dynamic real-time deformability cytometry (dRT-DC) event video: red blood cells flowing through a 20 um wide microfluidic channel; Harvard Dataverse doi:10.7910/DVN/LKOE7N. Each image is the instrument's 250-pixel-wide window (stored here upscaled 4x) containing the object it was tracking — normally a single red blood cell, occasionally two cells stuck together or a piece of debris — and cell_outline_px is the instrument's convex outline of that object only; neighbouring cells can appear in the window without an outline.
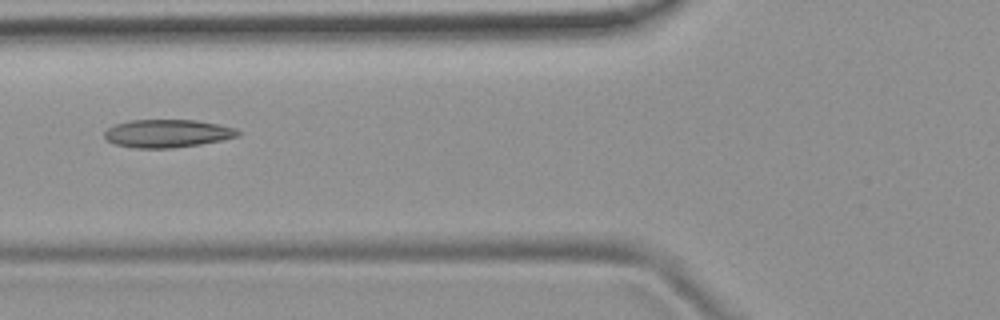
{"species": "common noctule bat (a hibernating species)", "species_latin": "Nyctalus noctula", "temperature_condition": "room temperature", "stored_images_in_passage": 3, "camera_frame_rate_fps": 3000, "um_per_image_px": 0.085, "animal": {"sex": "female", "body_mass_g": 19.9}, "frame": {"image": 1, "passage_image": 3, "time_ms": 6.333, "image_size_px": [1000, 320], "cell_outline_px": [[240, 136], [200, 144], [172, 148], [132, 148], [116, 144], [108, 140], [104, 136], [104, 132], [108, 128], [116, 124], [128, 120], [196, 120], [220, 124], [236, 128], [240, 132]], "centroid_in_image_um": [14.24, 11.34], "position_along_channel_um": 111.6, "area_um2": 21.79}}